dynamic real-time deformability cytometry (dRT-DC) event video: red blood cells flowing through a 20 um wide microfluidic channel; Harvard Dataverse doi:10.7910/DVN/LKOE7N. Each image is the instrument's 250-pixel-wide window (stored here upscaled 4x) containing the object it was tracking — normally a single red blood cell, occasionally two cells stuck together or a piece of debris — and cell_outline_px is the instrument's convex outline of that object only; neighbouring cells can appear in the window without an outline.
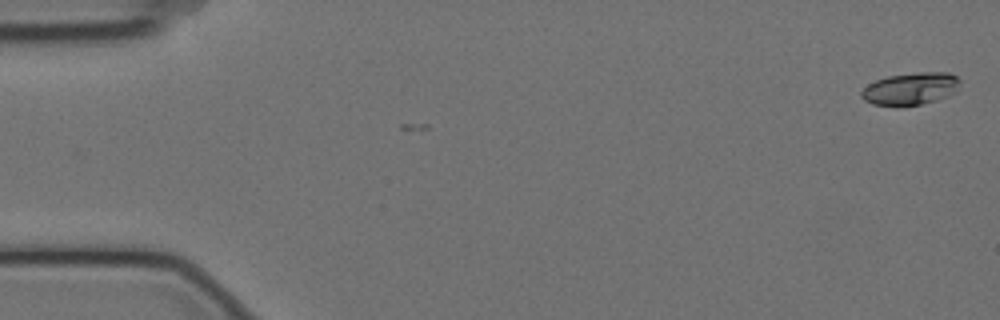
{"species": "Egyptian fruit bat (a non-hibernating species)", "species_latin": "Rousettus aegyptiacus", "temperature_condition": "cold", "stored_images_in_passage": 6, "camera_frame_rate_fps": 3000, "um_per_image_px": 0.085, "animal": {"sex": "female"}, "frame": {"image": 1, "passage_image": 1, "time_ms": 0.0, "image_size_px": [1000, 320], "cell_outline_px": [[960, 80], [956, 92], [948, 96], [936, 100], [920, 104], [872, 104], [864, 100], [860, 96], [860, 92], [868, 84], [876, 80], [888, 76], [916, 72], [948, 72], [956, 76]], "centroid_in_image_um": [77.41, 7.51], "position_along_channel_um": 7.6, "area_um2": 18.26}}
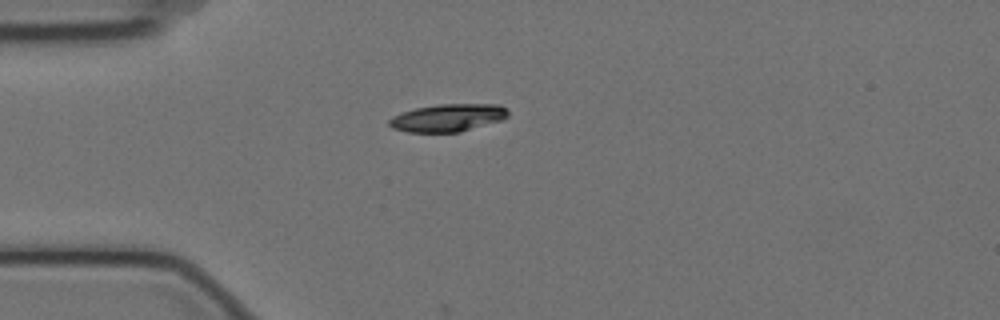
{"frame": {"image": 2, "passage_image": 5, "time_ms": 1.333, "image_size_px": [1000, 320], "cell_outline_px": [[508, 116], [500, 120], [460, 132], [408, 132], [392, 128], [388, 124], [388, 120], [392, 116], [416, 108], [440, 104], [500, 104], [508, 108]], "centroid_in_image_um": [38.07, 10.0], "position_along_channel_um": 46.9, "area_um2": 19.07}}